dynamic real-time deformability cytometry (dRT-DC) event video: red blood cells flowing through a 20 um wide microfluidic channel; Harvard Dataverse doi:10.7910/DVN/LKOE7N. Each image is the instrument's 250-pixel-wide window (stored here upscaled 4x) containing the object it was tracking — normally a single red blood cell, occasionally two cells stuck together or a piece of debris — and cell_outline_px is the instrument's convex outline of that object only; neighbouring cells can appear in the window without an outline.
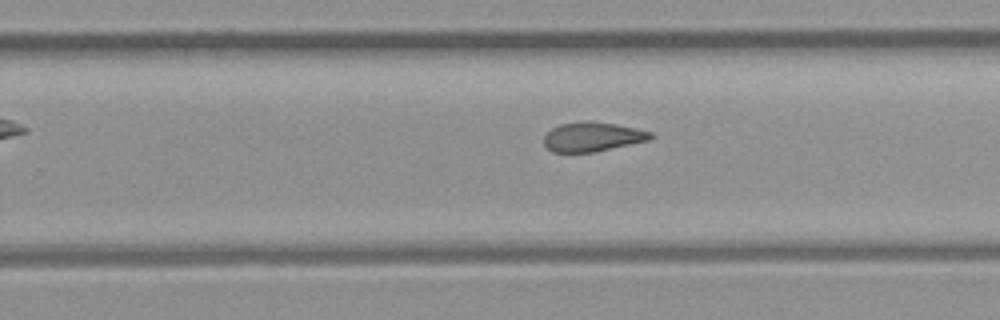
{"species": "common noctule bat (a hibernating species)", "species_latin": "Nyctalus noctula", "temperature_condition": "room temperature", "stored_images_in_passage": 9, "camera_frame_rate_fps": 3000, "um_per_image_px": 0.085, "animal": {"sex": "female", "body_mass_g": 21.9}, "frame": {"image": 1, "passage_image": 9, "time_ms": 10.0, "image_size_px": [1000, 320], "cell_outline_px": [[652, 136], [648, 140], [592, 152], [552, 152], [544, 144], [544, 136], [552, 128], [560, 124], [616, 124], [636, 128], [652, 132]], "centroid_in_image_um": [50.34, 11.67], "position_along_channel_um": 279.5, "area_um2": 17.22}}